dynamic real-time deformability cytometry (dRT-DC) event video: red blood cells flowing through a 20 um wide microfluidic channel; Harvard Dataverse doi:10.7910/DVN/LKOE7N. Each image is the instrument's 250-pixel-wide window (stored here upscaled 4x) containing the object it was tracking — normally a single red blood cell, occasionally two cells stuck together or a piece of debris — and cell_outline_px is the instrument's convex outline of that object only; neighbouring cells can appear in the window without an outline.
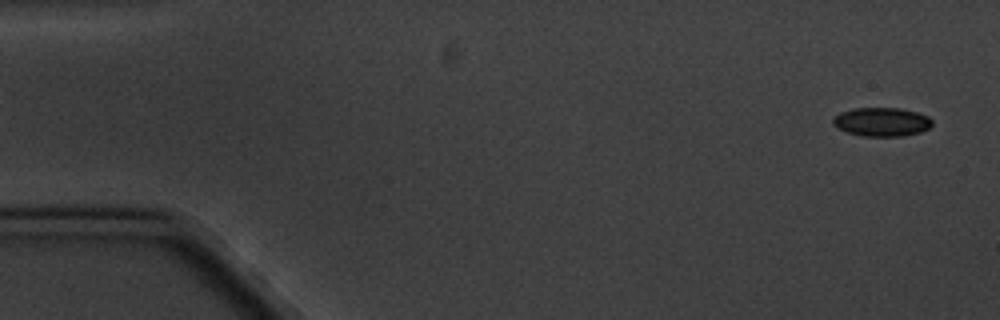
{"species": "common noctule bat (a hibernating species)", "species_latin": "Nyctalus noctula", "temperature_condition": "cold", "stored_images_in_passage": 6, "segment_of_instrument_passage": [2, 2], "camera_frame_rate_fps": 3000, "um_per_image_px": 0.085, "animal": {"sex": "male", "body_mass_g": 20.1, "forearm_length_mm": 53.5}, "frame": {"image": 1, "passage_image": 6, "time_ms": 6.667, "image_size_px": [1000, 320], "cell_outline_px": [[932, 124], [928, 128], [920, 132], [900, 136], [864, 136], [848, 132], [836, 128], [832, 124], [832, 120], [840, 112], [856, 108], [900, 108], [916, 112], [928, 116], [932, 120]], "centroid_in_image_um": [74.93, 10.36], "position_along_channel_um": 10.1, "area_um2": 16.53}}